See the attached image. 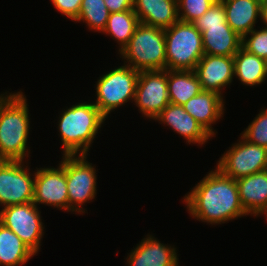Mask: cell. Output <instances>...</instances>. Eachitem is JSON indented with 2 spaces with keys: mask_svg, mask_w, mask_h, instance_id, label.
<instances>
[{
  "mask_svg": "<svg viewBox=\"0 0 267 266\" xmlns=\"http://www.w3.org/2000/svg\"><path fill=\"white\" fill-rule=\"evenodd\" d=\"M32 175L35 177L33 203L68 211L65 155L57 168H40Z\"/></svg>",
  "mask_w": 267,
  "mask_h": 266,
  "instance_id": "cell-12",
  "label": "cell"
},
{
  "mask_svg": "<svg viewBox=\"0 0 267 266\" xmlns=\"http://www.w3.org/2000/svg\"><path fill=\"white\" fill-rule=\"evenodd\" d=\"M240 37L229 25L205 27L202 33L204 54L234 56L241 48Z\"/></svg>",
  "mask_w": 267,
  "mask_h": 266,
  "instance_id": "cell-20",
  "label": "cell"
},
{
  "mask_svg": "<svg viewBox=\"0 0 267 266\" xmlns=\"http://www.w3.org/2000/svg\"><path fill=\"white\" fill-rule=\"evenodd\" d=\"M124 62L137 71L165 70L164 29L139 23L128 44L119 52Z\"/></svg>",
  "mask_w": 267,
  "mask_h": 266,
  "instance_id": "cell-4",
  "label": "cell"
},
{
  "mask_svg": "<svg viewBox=\"0 0 267 266\" xmlns=\"http://www.w3.org/2000/svg\"><path fill=\"white\" fill-rule=\"evenodd\" d=\"M239 199L247 215L267 212V169L236 180Z\"/></svg>",
  "mask_w": 267,
  "mask_h": 266,
  "instance_id": "cell-17",
  "label": "cell"
},
{
  "mask_svg": "<svg viewBox=\"0 0 267 266\" xmlns=\"http://www.w3.org/2000/svg\"><path fill=\"white\" fill-rule=\"evenodd\" d=\"M109 15L104 0H82L79 15L74 21L86 22L89 29L103 32Z\"/></svg>",
  "mask_w": 267,
  "mask_h": 266,
  "instance_id": "cell-25",
  "label": "cell"
},
{
  "mask_svg": "<svg viewBox=\"0 0 267 266\" xmlns=\"http://www.w3.org/2000/svg\"><path fill=\"white\" fill-rule=\"evenodd\" d=\"M110 13L133 10V0H104Z\"/></svg>",
  "mask_w": 267,
  "mask_h": 266,
  "instance_id": "cell-31",
  "label": "cell"
},
{
  "mask_svg": "<svg viewBox=\"0 0 267 266\" xmlns=\"http://www.w3.org/2000/svg\"><path fill=\"white\" fill-rule=\"evenodd\" d=\"M233 58L234 76H236L242 84L254 86L262 84V82L266 80L267 68L265 59L249 53L242 47Z\"/></svg>",
  "mask_w": 267,
  "mask_h": 266,
  "instance_id": "cell-22",
  "label": "cell"
},
{
  "mask_svg": "<svg viewBox=\"0 0 267 266\" xmlns=\"http://www.w3.org/2000/svg\"><path fill=\"white\" fill-rule=\"evenodd\" d=\"M216 1L217 0H177L179 20L192 23L197 18L203 16Z\"/></svg>",
  "mask_w": 267,
  "mask_h": 266,
  "instance_id": "cell-27",
  "label": "cell"
},
{
  "mask_svg": "<svg viewBox=\"0 0 267 266\" xmlns=\"http://www.w3.org/2000/svg\"><path fill=\"white\" fill-rule=\"evenodd\" d=\"M86 159L87 155H65L69 212L85 213L84 203L95 199L96 170Z\"/></svg>",
  "mask_w": 267,
  "mask_h": 266,
  "instance_id": "cell-7",
  "label": "cell"
},
{
  "mask_svg": "<svg viewBox=\"0 0 267 266\" xmlns=\"http://www.w3.org/2000/svg\"><path fill=\"white\" fill-rule=\"evenodd\" d=\"M176 248L148 235L130 252L129 266H179Z\"/></svg>",
  "mask_w": 267,
  "mask_h": 266,
  "instance_id": "cell-14",
  "label": "cell"
},
{
  "mask_svg": "<svg viewBox=\"0 0 267 266\" xmlns=\"http://www.w3.org/2000/svg\"><path fill=\"white\" fill-rule=\"evenodd\" d=\"M164 34L166 70H194L204 56L202 33L193 23L178 20Z\"/></svg>",
  "mask_w": 267,
  "mask_h": 266,
  "instance_id": "cell-5",
  "label": "cell"
},
{
  "mask_svg": "<svg viewBox=\"0 0 267 266\" xmlns=\"http://www.w3.org/2000/svg\"><path fill=\"white\" fill-rule=\"evenodd\" d=\"M170 103L183 105L202 91L194 70H167Z\"/></svg>",
  "mask_w": 267,
  "mask_h": 266,
  "instance_id": "cell-21",
  "label": "cell"
},
{
  "mask_svg": "<svg viewBox=\"0 0 267 266\" xmlns=\"http://www.w3.org/2000/svg\"><path fill=\"white\" fill-rule=\"evenodd\" d=\"M55 8L60 11L63 15L74 21L81 8L82 0H51Z\"/></svg>",
  "mask_w": 267,
  "mask_h": 266,
  "instance_id": "cell-30",
  "label": "cell"
},
{
  "mask_svg": "<svg viewBox=\"0 0 267 266\" xmlns=\"http://www.w3.org/2000/svg\"><path fill=\"white\" fill-rule=\"evenodd\" d=\"M226 12L227 24L240 37L254 29L257 17L260 18L261 1L259 0H219Z\"/></svg>",
  "mask_w": 267,
  "mask_h": 266,
  "instance_id": "cell-19",
  "label": "cell"
},
{
  "mask_svg": "<svg viewBox=\"0 0 267 266\" xmlns=\"http://www.w3.org/2000/svg\"><path fill=\"white\" fill-rule=\"evenodd\" d=\"M6 94L0 95V160L24 161L29 157L27 99L21 91Z\"/></svg>",
  "mask_w": 267,
  "mask_h": 266,
  "instance_id": "cell-2",
  "label": "cell"
},
{
  "mask_svg": "<svg viewBox=\"0 0 267 266\" xmlns=\"http://www.w3.org/2000/svg\"><path fill=\"white\" fill-rule=\"evenodd\" d=\"M192 23L201 33L205 31V27L228 25L223 4L217 0L203 16L197 18Z\"/></svg>",
  "mask_w": 267,
  "mask_h": 266,
  "instance_id": "cell-29",
  "label": "cell"
},
{
  "mask_svg": "<svg viewBox=\"0 0 267 266\" xmlns=\"http://www.w3.org/2000/svg\"><path fill=\"white\" fill-rule=\"evenodd\" d=\"M202 90L212 91L222 96L224 87L230 85L234 77L233 56L208 55L200 59L194 69Z\"/></svg>",
  "mask_w": 267,
  "mask_h": 266,
  "instance_id": "cell-13",
  "label": "cell"
},
{
  "mask_svg": "<svg viewBox=\"0 0 267 266\" xmlns=\"http://www.w3.org/2000/svg\"><path fill=\"white\" fill-rule=\"evenodd\" d=\"M184 202L193 218L210 224L226 223L247 215L239 199L236 180L217 168L185 195Z\"/></svg>",
  "mask_w": 267,
  "mask_h": 266,
  "instance_id": "cell-1",
  "label": "cell"
},
{
  "mask_svg": "<svg viewBox=\"0 0 267 266\" xmlns=\"http://www.w3.org/2000/svg\"><path fill=\"white\" fill-rule=\"evenodd\" d=\"M36 255L12 230L0 223V266L24 265Z\"/></svg>",
  "mask_w": 267,
  "mask_h": 266,
  "instance_id": "cell-23",
  "label": "cell"
},
{
  "mask_svg": "<svg viewBox=\"0 0 267 266\" xmlns=\"http://www.w3.org/2000/svg\"><path fill=\"white\" fill-rule=\"evenodd\" d=\"M134 102L144 116L155 119L170 103L167 70L139 71Z\"/></svg>",
  "mask_w": 267,
  "mask_h": 266,
  "instance_id": "cell-11",
  "label": "cell"
},
{
  "mask_svg": "<svg viewBox=\"0 0 267 266\" xmlns=\"http://www.w3.org/2000/svg\"><path fill=\"white\" fill-rule=\"evenodd\" d=\"M24 163L0 160V205H4L3 208L33 202L35 177H31Z\"/></svg>",
  "mask_w": 267,
  "mask_h": 266,
  "instance_id": "cell-10",
  "label": "cell"
},
{
  "mask_svg": "<svg viewBox=\"0 0 267 266\" xmlns=\"http://www.w3.org/2000/svg\"><path fill=\"white\" fill-rule=\"evenodd\" d=\"M240 138L238 143L224 152L216 167L234 180L267 169V148L250 143L242 136Z\"/></svg>",
  "mask_w": 267,
  "mask_h": 266,
  "instance_id": "cell-8",
  "label": "cell"
},
{
  "mask_svg": "<svg viewBox=\"0 0 267 266\" xmlns=\"http://www.w3.org/2000/svg\"><path fill=\"white\" fill-rule=\"evenodd\" d=\"M248 35L250 37H248ZM248 37V39H247ZM241 47L262 59L267 58V29H253L242 37Z\"/></svg>",
  "mask_w": 267,
  "mask_h": 266,
  "instance_id": "cell-28",
  "label": "cell"
},
{
  "mask_svg": "<svg viewBox=\"0 0 267 266\" xmlns=\"http://www.w3.org/2000/svg\"><path fill=\"white\" fill-rule=\"evenodd\" d=\"M154 120L170 126L189 144L199 143L201 145L211 138L196 119L184 110L182 105L169 103Z\"/></svg>",
  "mask_w": 267,
  "mask_h": 266,
  "instance_id": "cell-15",
  "label": "cell"
},
{
  "mask_svg": "<svg viewBox=\"0 0 267 266\" xmlns=\"http://www.w3.org/2000/svg\"><path fill=\"white\" fill-rule=\"evenodd\" d=\"M133 11L140 23L161 29L179 20L177 0H133Z\"/></svg>",
  "mask_w": 267,
  "mask_h": 266,
  "instance_id": "cell-18",
  "label": "cell"
},
{
  "mask_svg": "<svg viewBox=\"0 0 267 266\" xmlns=\"http://www.w3.org/2000/svg\"><path fill=\"white\" fill-rule=\"evenodd\" d=\"M33 202L11 205L0 210V223L12 230L35 254L44 235L43 222Z\"/></svg>",
  "mask_w": 267,
  "mask_h": 266,
  "instance_id": "cell-9",
  "label": "cell"
},
{
  "mask_svg": "<svg viewBox=\"0 0 267 266\" xmlns=\"http://www.w3.org/2000/svg\"><path fill=\"white\" fill-rule=\"evenodd\" d=\"M138 16L133 10L110 13L105 30L102 33L109 34L119 42V52L128 44L136 27L139 24Z\"/></svg>",
  "mask_w": 267,
  "mask_h": 266,
  "instance_id": "cell-24",
  "label": "cell"
},
{
  "mask_svg": "<svg viewBox=\"0 0 267 266\" xmlns=\"http://www.w3.org/2000/svg\"><path fill=\"white\" fill-rule=\"evenodd\" d=\"M138 77L139 71L125 64L98 79L94 104L106 118L114 109L135 100Z\"/></svg>",
  "mask_w": 267,
  "mask_h": 266,
  "instance_id": "cell-6",
  "label": "cell"
},
{
  "mask_svg": "<svg viewBox=\"0 0 267 266\" xmlns=\"http://www.w3.org/2000/svg\"><path fill=\"white\" fill-rule=\"evenodd\" d=\"M260 20L263 21L265 25V29H267V1H263L261 3V13H260Z\"/></svg>",
  "mask_w": 267,
  "mask_h": 266,
  "instance_id": "cell-32",
  "label": "cell"
},
{
  "mask_svg": "<svg viewBox=\"0 0 267 266\" xmlns=\"http://www.w3.org/2000/svg\"><path fill=\"white\" fill-rule=\"evenodd\" d=\"M224 103L223 96L212 91L202 90L182 106L211 137H214L215 130H213L212 124L223 117Z\"/></svg>",
  "mask_w": 267,
  "mask_h": 266,
  "instance_id": "cell-16",
  "label": "cell"
},
{
  "mask_svg": "<svg viewBox=\"0 0 267 266\" xmlns=\"http://www.w3.org/2000/svg\"><path fill=\"white\" fill-rule=\"evenodd\" d=\"M58 130L63 155H88L98 130L106 120L94 103L81 102L62 111Z\"/></svg>",
  "mask_w": 267,
  "mask_h": 266,
  "instance_id": "cell-3",
  "label": "cell"
},
{
  "mask_svg": "<svg viewBox=\"0 0 267 266\" xmlns=\"http://www.w3.org/2000/svg\"><path fill=\"white\" fill-rule=\"evenodd\" d=\"M259 112L241 136L250 143L267 148V109Z\"/></svg>",
  "mask_w": 267,
  "mask_h": 266,
  "instance_id": "cell-26",
  "label": "cell"
}]
</instances>
